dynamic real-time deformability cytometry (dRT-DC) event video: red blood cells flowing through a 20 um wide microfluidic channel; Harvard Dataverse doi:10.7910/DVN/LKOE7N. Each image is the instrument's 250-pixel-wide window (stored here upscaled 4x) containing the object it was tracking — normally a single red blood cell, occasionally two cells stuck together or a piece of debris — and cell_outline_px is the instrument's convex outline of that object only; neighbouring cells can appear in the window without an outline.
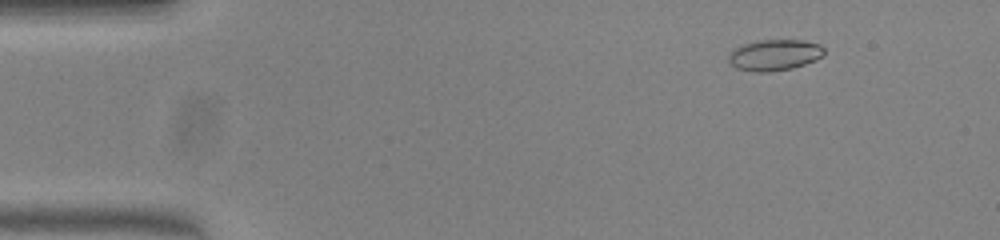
{"species": "common noctule bat (a hibernating species)", "species_latin": "Nyctalus noctula", "temperature_condition": "warm", "stored_images_in_passage": 46, "camera_frame_rate_fps": 3000, "um_per_image_px": 0.085, "animal": {"sex": "female", "body_mass_g": 23.0, "forearm_length_mm": 53.4}, "frame": {"image": 1, "passage_image": 1, "time_ms": 0.0, "image_size_px": [1000, 240], "cell_outline_px": [[824, 56], [816, 60], [792, 68], [768, 72], [756, 72], [736, 68], [728, 60], [728, 52], [744, 44], [756, 40], [804, 40], [820, 44], [824, 48]], "centroid_in_image_um": [65.84, 4.67], "position_along_channel_um": 19.2, "area_um2": 17.4}}
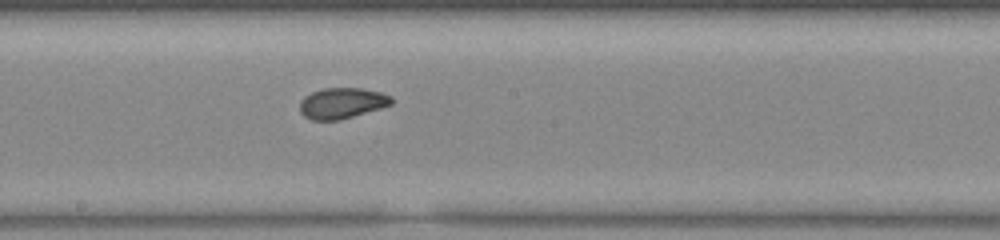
{"frame": {"image": 2, "passage_image": 23, "time_ms": 7.333, "image_size_px": [1000, 240], "cell_outline_px": [[392, 104], [380, 108], [340, 120], [312, 120], [304, 116], [300, 112], [300, 100], [304, 96], [312, 92], [324, 88], [360, 88], [380, 92], [392, 96]], "centroid_in_image_um": [29.05, 8.76], "position_along_channel_um": 219.2, "area_um2": 16.42}}
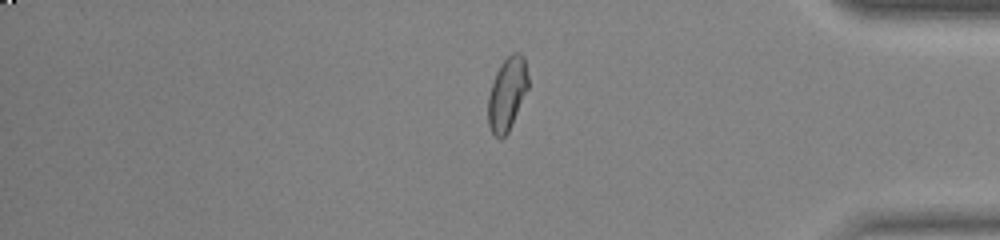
{"frame": {"image": 3, "passage_image": 38, "time_ms": 12.333, "image_size_px": [1000, 240], "cell_outline_px": [[528, 88], [512, 124], [508, 132], [500, 140], [492, 132], [488, 124], [488, 96], [496, 72], [504, 60], [512, 52], [520, 52], [524, 56], [528, 76]], "centroid_in_image_um": [43.11, 7.97], "position_along_channel_um": 392.1, "area_um2": 16.99}, "authors_computed_cell_mechanics": {"area_um2": 17.051, "velocity_mm_per_s": 3.9941, "shape_relaxation_time_tau1_ms": null, "shape_relaxation_time_tau2_ms": 1.38, "deformation_change_tau1": null, "deformation_change_tau2": 0.0491}}